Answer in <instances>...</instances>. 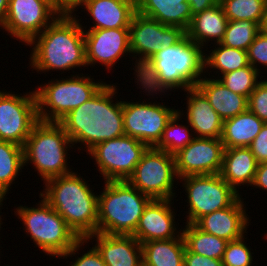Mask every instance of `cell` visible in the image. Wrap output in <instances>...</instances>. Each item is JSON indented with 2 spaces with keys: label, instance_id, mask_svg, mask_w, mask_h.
I'll return each instance as SVG.
<instances>
[{
  "label": "cell",
  "instance_id": "cell-47",
  "mask_svg": "<svg viewBox=\"0 0 267 266\" xmlns=\"http://www.w3.org/2000/svg\"><path fill=\"white\" fill-rule=\"evenodd\" d=\"M4 200H6V198H2V197H0V210H1V207H2V205H3L2 202H3ZM0 213H2V212L0 211ZM1 217H2V215H0V230H1V228H2L1 225L3 224V222H2V218H1Z\"/></svg>",
  "mask_w": 267,
  "mask_h": 266
},
{
  "label": "cell",
  "instance_id": "cell-10",
  "mask_svg": "<svg viewBox=\"0 0 267 266\" xmlns=\"http://www.w3.org/2000/svg\"><path fill=\"white\" fill-rule=\"evenodd\" d=\"M179 180L175 157L164 150L148 147L127 181L151 199H173L174 182Z\"/></svg>",
  "mask_w": 267,
  "mask_h": 266
},
{
  "label": "cell",
  "instance_id": "cell-36",
  "mask_svg": "<svg viewBox=\"0 0 267 266\" xmlns=\"http://www.w3.org/2000/svg\"><path fill=\"white\" fill-rule=\"evenodd\" d=\"M244 239L245 236L227 243L222 258L223 266H252L253 253Z\"/></svg>",
  "mask_w": 267,
  "mask_h": 266
},
{
  "label": "cell",
  "instance_id": "cell-39",
  "mask_svg": "<svg viewBox=\"0 0 267 266\" xmlns=\"http://www.w3.org/2000/svg\"><path fill=\"white\" fill-rule=\"evenodd\" d=\"M258 164L267 162V123L249 146Z\"/></svg>",
  "mask_w": 267,
  "mask_h": 266
},
{
  "label": "cell",
  "instance_id": "cell-34",
  "mask_svg": "<svg viewBox=\"0 0 267 266\" xmlns=\"http://www.w3.org/2000/svg\"><path fill=\"white\" fill-rule=\"evenodd\" d=\"M229 21L249 20L260 25L267 0H220Z\"/></svg>",
  "mask_w": 267,
  "mask_h": 266
},
{
  "label": "cell",
  "instance_id": "cell-20",
  "mask_svg": "<svg viewBox=\"0 0 267 266\" xmlns=\"http://www.w3.org/2000/svg\"><path fill=\"white\" fill-rule=\"evenodd\" d=\"M87 240L96 242L94 246L107 266H142L141 243L133 235L95 233Z\"/></svg>",
  "mask_w": 267,
  "mask_h": 266
},
{
  "label": "cell",
  "instance_id": "cell-13",
  "mask_svg": "<svg viewBox=\"0 0 267 266\" xmlns=\"http://www.w3.org/2000/svg\"><path fill=\"white\" fill-rule=\"evenodd\" d=\"M177 111L178 108H170L165 103L123 101L125 135L138 139L148 147H155L168 121Z\"/></svg>",
  "mask_w": 267,
  "mask_h": 266
},
{
  "label": "cell",
  "instance_id": "cell-32",
  "mask_svg": "<svg viewBox=\"0 0 267 266\" xmlns=\"http://www.w3.org/2000/svg\"><path fill=\"white\" fill-rule=\"evenodd\" d=\"M182 115H184L183 110H178L168 121L161 140L155 146L156 149L164 150L174 155L180 149L185 148L195 138L194 134H192V129H189V123H187L188 125L179 123Z\"/></svg>",
  "mask_w": 267,
  "mask_h": 266
},
{
  "label": "cell",
  "instance_id": "cell-2",
  "mask_svg": "<svg viewBox=\"0 0 267 266\" xmlns=\"http://www.w3.org/2000/svg\"><path fill=\"white\" fill-rule=\"evenodd\" d=\"M117 85L105 84L91 99L70 111L59 123L70 140L86 145V153L96 144L125 135L123 101L115 100Z\"/></svg>",
  "mask_w": 267,
  "mask_h": 266
},
{
  "label": "cell",
  "instance_id": "cell-42",
  "mask_svg": "<svg viewBox=\"0 0 267 266\" xmlns=\"http://www.w3.org/2000/svg\"><path fill=\"white\" fill-rule=\"evenodd\" d=\"M183 266H223L222 260L198 255L185 249Z\"/></svg>",
  "mask_w": 267,
  "mask_h": 266
},
{
  "label": "cell",
  "instance_id": "cell-38",
  "mask_svg": "<svg viewBox=\"0 0 267 266\" xmlns=\"http://www.w3.org/2000/svg\"><path fill=\"white\" fill-rule=\"evenodd\" d=\"M247 56L249 64L260 73L259 64L267 69V34L261 31L257 34L247 49Z\"/></svg>",
  "mask_w": 267,
  "mask_h": 266
},
{
  "label": "cell",
  "instance_id": "cell-40",
  "mask_svg": "<svg viewBox=\"0 0 267 266\" xmlns=\"http://www.w3.org/2000/svg\"><path fill=\"white\" fill-rule=\"evenodd\" d=\"M88 0H53V8L59 16H75L74 11L83 7ZM75 13V14H74Z\"/></svg>",
  "mask_w": 267,
  "mask_h": 266
},
{
  "label": "cell",
  "instance_id": "cell-12",
  "mask_svg": "<svg viewBox=\"0 0 267 266\" xmlns=\"http://www.w3.org/2000/svg\"><path fill=\"white\" fill-rule=\"evenodd\" d=\"M186 36V30L178 26H169L136 12L129 26L130 57L136 59L135 80L139 69L163 47L180 42ZM138 56V58L136 57Z\"/></svg>",
  "mask_w": 267,
  "mask_h": 266
},
{
  "label": "cell",
  "instance_id": "cell-26",
  "mask_svg": "<svg viewBox=\"0 0 267 266\" xmlns=\"http://www.w3.org/2000/svg\"><path fill=\"white\" fill-rule=\"evenodd\" d=\"M137 12L162 24L187 30L192 14L187 0H139Z\"/></svg>",
  "mask_w": 267,
  "mask_h": 266
},
{
  "label": "cell",
  "instance_id": "cell-48",
  "mask_svg": "<svg viewBox=\"0 0 267 266\" xmlns=\"http://www.w3.org/2000/svg\"><path fill=\"white\" fill-rule=\"evenodd\" d=\"M53 6V0H46Z\"/></svg>",
  "mask_w": 267,
  "mask_h": 266
},
{
  "label": "cell",
  "instance_id": "cell-25",
  "mask_svg": "<svg viewBox=\"0 0 267 266\" xmlns=\"http://www.w3.org/2000/svg\"><path fill=\"white\" fill-rule=\"evenodd\" d=\"M204 78L196 87L205 95L210 105L224 121L248 110V98L232 92L225 87L214 75Z\"/></svg>",
  "mask_w": 267,
  "mask_h": 266
},
{
  "label": "cell",
  "instance_id": "cell-18",
  "mask_svg": "<svg viewBox=\"0 0 267 266\" xmlns=\"http://www.w3.org/2000/svg\"><path fill=\"white\" fill-rule=\"evenodd\" d=\"M172 200L152 199L144 208L133 234L141 244L152 240L176 238L182 233V230L175 226L176 213L171 208L174 203Z\"/></svg>",
  "mask_w": 267,
  "mask_h": 266
},
{
  "label": "cell",
  "instance_id": "cell-30",
  "mask_svg": "<svg viewBox=\"0 0 267 266\" xmlns=\"http://www.w3.org/2000/svg\"><path fill=\"white\" fill-rule=\"evenodd\" d=\"M24 169L23 147L10 142L0 140V197L6 198L13 181ZM21 170V171H20Z\"/></svg>",
  "mask_w": 267,
  "mask_h": 266
},
{
  "label": "cell",
  "instance_id": "cell-23",
  "mask_svg": "<svg viewBox=\"0 0 267 266\" xmlns=\"http://www.w3.org/2000/svg\"><path fill=\"white\" fill-rule=\"evenodd\" d=\"M258 163L249 147L224 149L220 176L239 194V187H251ZM238 188V189H237Z\"/></svg>",
  "mask_w": 267,
  "mask_h": 266
},
{
  "label": "cell",
  "instance_id": "cell-41",
  "mask_svg": "<svg viewBox=\"0 0 267 266\" xmlns=\"http://www.w3.org/2000/svg\"><path fill=\"white\" fill-rule=\"evenodd\" d=\"M107 266L99 251L96 249V247L93 245L92 249L90 247L89 251L87 250V253H83L82 256H77L75 258V261L71 262L69 266Z\"/></svg>",
  "mask_w": 267,
  "mask_h": 266
},
{
  "label": "cell",
  "instance_id": "cell-4",
  "mask_svg": "<svg viewBox=\"0 0 267 266\" xmlns=\"http://www.w3.org/2000/svg\"><path fill=\"white\" fill-rule=\"evenodd\" d=\"M78 173L51 178L39 194L61 215L79 239L97 233L98 194Z\"/></svg>",
  "mask_w": 267,
  "mask_h": 266
},
{
  "label": "cell",
  "instance_id": "cell-7",
  "mask_svg": "<svg viewBox=\"0 0 267 266\" xmlns=\"http://www.w3.org/2000/svg\"><path fill=\"white\" fill-rule=\"evenodd\" d=\"M73 143L59 122L38 121L23 146L24 166L31 163L42 181L72 173L67 156Z\"/></svg>",
  "mask_w": 267,
  "mask_h": 266
},
{
  "label": "cell",
  "instance_id": "cell-11",
  "mask_svg": "<svg viewBox=\"0 0 267 266\" xmlns=\"http://www.w3.org/2000/svg\"><path fill=\"white\" fill-rule=\"evenodd\" d=\"M148 146L138 139L123 135L96 144L87 152L95 160L105 181L127 180Z\"/></svg>",
  "mask_w": 267,
  "mask_h": 266
},
{
  "label": "cell",
  "instance_id": "cell-3",
  "mask_svg": "<svg viewBox=\"0 0 267 266\" xmlns=\"http://www.w3.org/2000/svg\"><path fill=\"white\" fill-rule=\"evenodd\" d=\"M78 17L58 16L28 44L33 47L29 58L32 70L37 73L64 72L87 65L85 27Z\"/></svg>",
  "mask_w": 267,
  "mask_h": 266
},
{
  "label": "cell",
  "instance_id": "cell-1",
  "mask_svg": "<svg viewBox=\"0 0 267 266\" xmlns=\"http://www.w3.org/2000/svg\"><path fill=\"white\" fill-rule=\"evenodd\" d=\"M204 51L185 36L180 42L163 47L148 60L139 69L135 82L147 96L166 94L172 89L185 91L196 86L206 73Z\"/></svg>",
  "mask_w": 267,
  "mask_h": 266
},
{
  "label": "cell",
  "instance_id": "cell-46",
  "mask_svg": "<svg viewBox=\"0 0 267 266\" xmlns=\"http://www.w3.org/2000/svg\"><path fill=\"white\" fill-rule=\"evenodd\" d=\"M259 26H260V31L262 33L267 34V4L265 6L264 13H263V16H262V20H261V23H260Z\"/></svg>",
  "mask_w": 267,
  "mask_h": 266
},
{
  "label": "cell",
  "instance_id": "cell-37",
  "mask_svg": "<svg viewBox=\"0 0 267 266\" xmlns=\"http://www.w3.org/2000/svg\"><path fill=\"white\" fill-rule=\"evenodd\" d=\"M248 110L267 123V79H261L249 95Z\"/></svg>",
  "mask_w": 267,
  "mask_h": 266
},
{
  "label": "cell",
  "instance_id": "cell-33",
  "mask_svg": "<svg viewBox=\"0 0 267 266\" xmlns=\"http://www.w3.org/2000/svg\"><path fill=\"white\" fill-rule=\"evenodd\" d=\"M259 32L260 26L255 22L249 20L228 21L220 44L247 51Z\"/></svg>",
  "mask_w": 267,
  "mask_h": 266
},
{
  "label": "cell",
  "instance_id": "cell-27",
  "mask_svg": "<svg viewBox=\"0 0 267 266\" xmlns=\"http://www.w3.org/2000/svg\"><path fill=\"white\" fill-rule=\"evenodd\" d=\"M265 122L249 110L223 121L221 141L224 149L249 147Z\"/></svg>",
  "mask_w": 267,
  "mask_h": 266
},
{
  "label": "cell",
  "instance_id": "cell-8",
  "mask_svg": "<svg viewBox=\"0 0 267 266\" xmlns=\"http://www.w3.org/2000/svg\"><path fill=\"white\" fill-rule=\"evenodd\" d=\"M83 75L51 79L34 90L40 121L59 122L70 111L91 99L106 84L99 80L95 82L88 74Z\"/></svg>",
  "mask_w": 267,
  "mask_h": 266
},
{
  "label": "cell",
  "instance_id": "cell-5",
  "mask_svg": "<svg viewBox=\"0 0 267 266\" xmlns=\"http://www.w3.org/2000/svg\"><path fill=\"white\" fill-rule=\"evenodd\" d=\"M41 200L36 207L18 206L14 211L24 225L23 229L36 247L47 256L63 259L79 253L87 239H79L69 228L64 218L39 195ZM85 243V244H84Z\"/></svg>",
  "mask_w": 267,
  "mask_h": 266
},
{
  "label": "cell",
  "instance_id": "cell-19",
  "mask_svg": "<svg viewBox=\"0 0 267 266\" xmlns=\"http://www.w3.org/2000/svg\"><path fill=\"white\" fill-rule=\"evenodd\" d=\"M244 206L246 204L240 196L231 206L201 217L195 225L202 231L228 242L237 240L246 235L251 221Z\"/></svg>",
  "mask_w": 267,
  "mask_h": 266
},
{
  "label": "cell",
  "instance_id": "cell-22",
  "mask_svg": "<svg viewBox=\"0 0 267 266\" xmlns=\"http://www.w3.org/2000/svg\"><path fill=\"white\" fill-rule=\"evenodd\" d=\"M92 17L89 29L129 28L136 3L132 0H88L83 7Z\"/></svg>",
  "mask_w": 267,
  "mask_h": 266
},
{
  "label": "cell",
  "instance_id": "cell-31",
  "mask_svg": "<svg viewBox=\"0 0 267 266\" xmlns=\"http://www.w3.org/2000/svg\"><path fill=\"white\" fill-rule=\"evenodd\" d=\"M214 47V49L207 51L209 52L208 55L205 54V70L207 71V68L216 70L214 73L216 72L215 75L218 74V76L215 79L249 65L247 51L224 46L220 43L215 44Z\"/></svg>",
  "mask_w": 267,
  "mask_h": 266
},
{
  "label": "cell",
  "instance_id": "cell-9",
  "mask_svg": "<svg viewBox=\"0 0 267 266\" xmlns=\"http://www.w3.org/2000/svg\"><path fill=\"white\" fill-rule=\"evenodd\" d=\"M179 180L187 193L188 224H195L201 217L231 206L241 196L220 174L188 175Z\"/></svg>",
  "mask_w": 267,
  "mask_h": 266
},
{
  "label": "cell",
  "instance_id": "cell-35",
  "mask_svg": "<svg viewBox=\"0 0 267 266\" xmlns=\"http://www.w3.org/2000/svg\"><path fill=\"white\" fill-rule=\"evenodd\" d=\"M259 74L260 72L249 64L241 69L223 74L218 80L232 92L248 98L260 82Z\"/></svg>",
  "mask_w": 267,
  "mask_h": 266
},
{
  "label": "cell",
  "instance_id": "cell-21",
  "mask_svg": "<svg viewBox=\"0 0 267 266\" xmlns=\"http://www.w3.org/2000/svg\"><path fill=\"white\" fill-rule=\"evenodd\" d=\"M187 92V123L197 138L221 139L223 132V120L210 105L205 95L193 86L184 91ZM196 134V135H195Z\"/></svg>",
  "mask_w": 267,
  "mask_h": 266
},
{
  "label": "cell",
  "instance_id": "cell-17",
  "mask_svg": "<svg viewBox=\"0 0 267 266\" xmlns=\"http://www.w3.org/2000/svg\"><path fill=\"white\" fill-rule=\"evenodd\" d=\"M84 39L87 66L99 63L110 71L120 58L131 54L129 28L88 29Z\"/></svg>",
  "mask_w": 267,
  "mask_h": 266
},
{
  "label": "cell",
  "instance_id": "cell-29",
  "mask_svg": "<svg viewBox=\"0 0 267 266\" xmlns=\"http://www.w3.org/2000/svg\"><path fill=\"white\" fill-rule=\"evenodd\" d=\"M182 236L189 252L222 260L228 241L199 229L195 224L185 223Z\"/></svg>",
  "mask_w": 267,
  "mask_h": 266
},
{
  "label": "cell",
  "instance_id": "cell-6",
  "mask_svg": "<svg viewBox=\"0 0 267 266\" xmlns=\"http://www.w3.org/2000/svg\"><path fill=\"white\" fill-rule=\"evenodd\" d=\"M104 183L98 195L97 233L133 235L144 208L152 199L127 180Z\"/></svg>",
  "mask_w": 267,
  "mask_h": 266
},
{
  "label": "cell",
  "instance_id": "cell-14",
  "mask_svg": "<svg viewBox=\"0 0 267 266\" xmlns=\"http://www.w3.org/2000/svg\"><path fill=\"white\" fill-rule=\"evenodd\" d=\"M38 121L35 91L22 96L4 89L0 95V140L23 147Z\"/></svg>",
  "mask_w": 267,
  "mask_h": 266
},
{
  "label": "cell",
  "instance_id": "cell-43",
  "mask_svg": "<svg viewBox=\"0 0 267 266\" xmlns=\"http://www.w3.org/2000/svg\"><path fill=\"white\" fill-rule=\"evenodd\" d=\"M251 186L267 191V162L258 164Z\"/></svg>",
  "mask_w": 267,
  "mask_h": 266
},
{
  "label": "cell",
  "instance_id": "cell-16",
  "mask_svg": "<svg viewBox=\"0 0 267 266\" xmlns=\"http://www.w3.org/2000/svg\"><path fill=\"white\" fill-rule=\"evenodd\" d=\"M223 154L224 145L221 139L195 137L185 148L174 154L178 178L219 174Z\"/></svg>",
  "mask_w": 267,
  "mask_h": 266
},
{
  "label": "cell",
  "instance_id": "cell-15",
  "mask_svg": "<svg viewBox=\"0 0 267 266\" xmlns=\"http://www.w3.org/2000/svg\"><path fill=\"white\" fill-rule=\"evenodd\" d=\"M58 16L46 0H9L2 30L26 46Z\"/></svg>",
  "mask_w": 267,
  "mask_h": 266
},
{
  "label": "cell",
  "instance_id": "cell-44",
  "mask_svg": "<svg viewBox=\"0 0 267 266\" xmlns=\"http://www.w3.org/2000/svg\"><path fill=\"white\" fill-rule=\"evenodd\" d=\"M192 16L220 3V0H187Z\"/></svg>",
  "mask_w": 267,
  "mask_h": 266
},
{
  "label": "cell",
  "instance_id": "cell-24",
  "mask_svg": "<svg viewBox=\"0 0 267 266\" xmlns=\"http://www.w3.org/2000/svg\"><path fill=\"white\" fill-rule=\"evenodd\" d=\"M228 21L221 3L216 4L192 16L186 36L203 49L208 47V42L218 44L224 37Z\"/></svg>",
  "mask_w": 267,
  "mask_h": 266
},
{
  "label": "cell",
  "instance_id": "cell-28",
  "mask_svg": "<svg viewBox=\"0 0 267 266\" xmlns=\"http://www.w3.org/2000/svg\"><path fill=\"white\" fill-rule=\"evenodd\" d=\"M142 266H183L185 242L182 233L167 240H152L141 244Z\"/></svg>",
  "mask_w": 267,
  "mask_h": 266
},
{
  "label": "cell",
  "instance_id": "cell-45",
  "mask_svg": "<svg viewBox=\"0 0 267 266\" xmlns=\"http://www.w3.org/2000/svg\"><path fill=\"white\" fill-rule=\"evenodd\" d=\"M9 0H0V29L3 28Z\"/></svg>",
  "mask_w": 267,
  "mask_h": 266
}]
</instances>
